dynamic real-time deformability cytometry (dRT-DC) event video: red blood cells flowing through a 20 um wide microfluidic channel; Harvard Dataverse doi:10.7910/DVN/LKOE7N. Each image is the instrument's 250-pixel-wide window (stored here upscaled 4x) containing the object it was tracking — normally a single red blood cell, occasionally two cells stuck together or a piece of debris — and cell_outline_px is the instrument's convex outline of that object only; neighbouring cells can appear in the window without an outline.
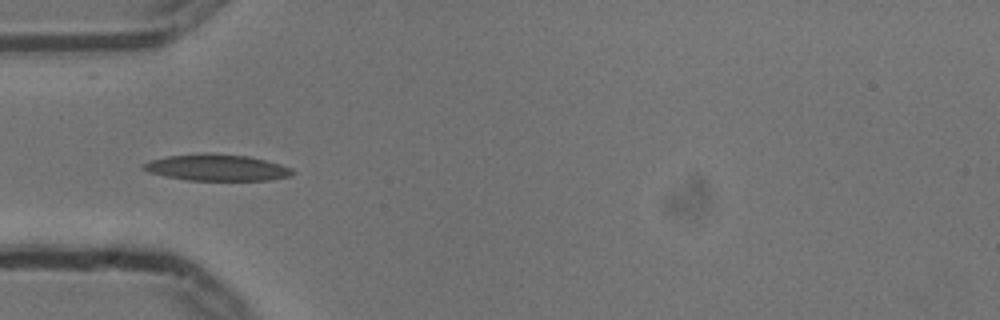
{"species": "common noctule bat (a hibernating species)", "species_latin": "Nyctalus noctula", "temperature_condition": "cold", "stored_images_in_passage": 39, "camera_frame_rate_fps": 3000, "um_per_image_px": 0.085, "animal": {"sex": "male", "body_mass_g": 13.3}, "frame": {"image": 1, "passage_image": 1, "time_ms": 0.0, "image_size_px": [1000, 320], "cell_outline_px": [[296, 172], [292, 176], [268, 180], [188, 180], [164, 176], [148, 172], [140, 168], [140, 164], [152, 160], [168, 156], [204, 152], [248, 156], [280, 164], [292, 168]], "centroid_in_image_um": [18.41, 14.24], "position_along_channel_um": 66.6, "area_um2": 23.12}}
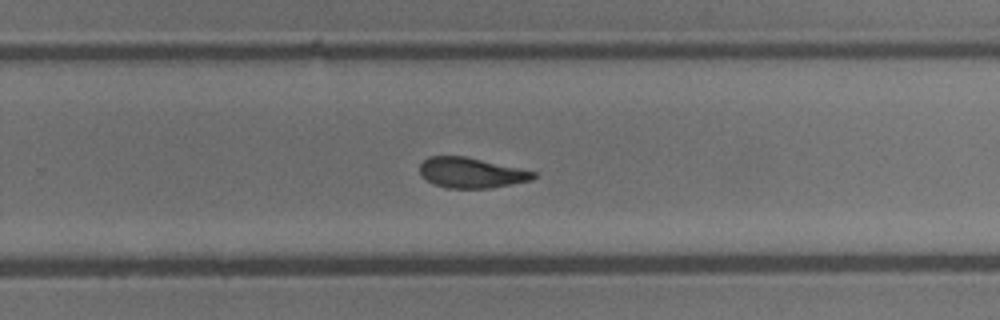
{"frame": {"image": 2, "passage_image": 19, "time_ms": 6.0, "image_size_px": [1000, 320], "cell_outline_px": [[536, 176], [532, 180], [512, 184], [488, 188], [448, 188], [432, 184], [420, 172], [420, 164], [428, 156], [464, 156], [536, 172]], "centroid_in_image_um": [40.04, 14.69], "position_along_channel_um": 289.8, "area_um2": 19.83}}
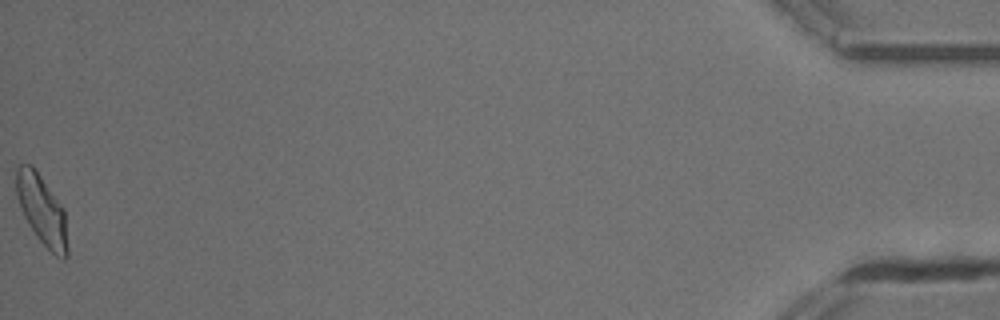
{"frame": {"image": 3, "passage_image": 39, "time_ms": 12.667, "image_size_px": [1000, 320], "cell_outline_px": [[68, 256], [64, 260], [60, 260], [36, 236], [28, 224], [20, 208], [16, 196], [16, 168], [20, 164], [32, 164], [64, 208], [68, 248]], "centroid_in_image_um": [3.56, 17.86], "position_along_channel_um": 431.6, "area_um2": 20.98}, "authors_computed_cell_mechanics": {"area_um2": 20.8658, "velocity_mm_per_s": 3.707, "shape_relaxation_time_tau1_ms": 5.7868, "shape_relaxation_time_tau2_ms": 2.8581, "deformation_change_tau1": 0.1412, "deformation_change_tau2": 0.0956}}